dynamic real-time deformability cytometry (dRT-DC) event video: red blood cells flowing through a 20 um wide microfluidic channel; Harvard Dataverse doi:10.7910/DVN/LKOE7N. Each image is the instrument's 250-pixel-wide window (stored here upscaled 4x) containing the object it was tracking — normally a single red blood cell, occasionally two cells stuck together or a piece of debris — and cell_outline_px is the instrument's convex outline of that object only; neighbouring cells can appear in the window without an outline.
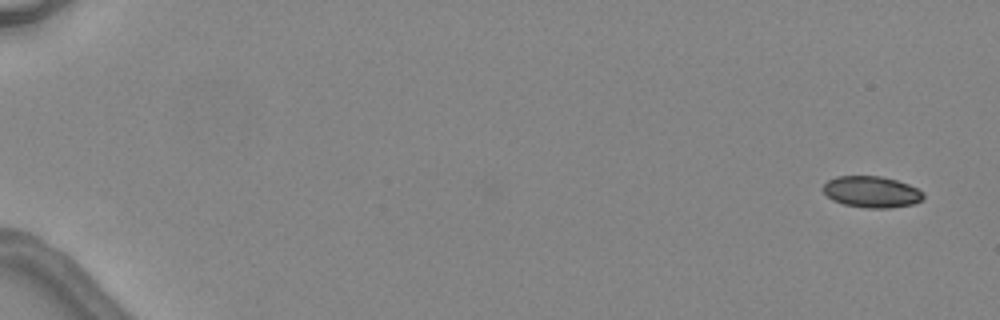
{"species": "common noctule bat (a hibernating species)", "species_latin": "Nyctalus noctula", "temperature_condition": "warm", "stored_images_in_passage": 5, "camera_frame_rate_fps": 3000, "um_per_image_px": 0.085, "animal": {"sex": "female", "body_mass_g": 24.6, "forearm_length_mm": 56.2}, "frame": {"image": 1, "passage_image": 1, "time_ms": 0.0, "image_size_px": [1000, 320], "cell_outline_px": [[924, 200], [912, 204], [888, 208], [864, 208], [844, 204], [832, 200], [820, 188], [828, 180], [836, 176], [880, 176], [896, 180], [908, 184], [924, 192]], "centroid_in_image_um": [74.08, 16.31], "position_along_channel_um": 10.9, "area_um2": 18.44}}